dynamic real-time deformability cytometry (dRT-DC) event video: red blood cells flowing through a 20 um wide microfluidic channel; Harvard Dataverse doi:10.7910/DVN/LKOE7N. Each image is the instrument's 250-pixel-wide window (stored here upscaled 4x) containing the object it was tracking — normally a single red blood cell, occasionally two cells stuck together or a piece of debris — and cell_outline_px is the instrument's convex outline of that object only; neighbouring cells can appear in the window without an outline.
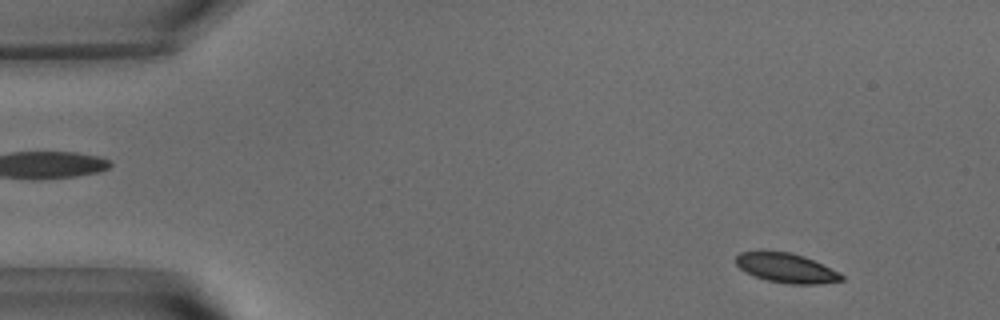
{"species": "common noctule bat (a hibernating species)", "species_latin": "Nyctalus noctula", "temperature_condition": "warm", "stored_images_in_passage": 50, "camera_frame_rate_fps": 3000, "um_per_image_px": 0.085, "animal": {"sex": "male", "body_mass_g": 15.6}, "frame": {"image": 1, "passage_image": 3, "time_ms": 0.667, "image_size_px": [1000, 320], "cell_outline_px": [[840, 280], [776, 280], [760, 276], [744, 268], [736, 260], [740, 256], [752, 252], [780, 252], [796, 256], [808, 260], [840, 276]], "centroid_in_image_um": [66.68, 22.7], "position_along_channel_um": 18.3, "area_um2": 14.16}}
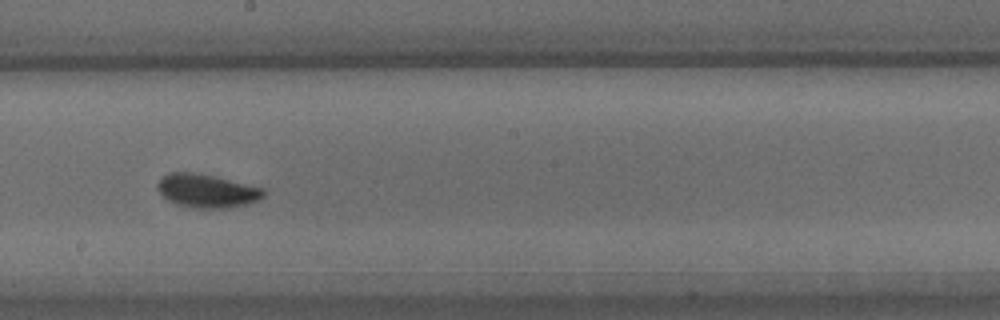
{"frame": {"image": 2, "passage_image": 27, "time_ms": 8.667, "image_size_px": [1000, 320], "cell_outline_px": [[260, 192], [256, 196], [244, 200], [188, 200], [176, 196], [168, 192], [164, 188], [164, 180], [204, 180], [244, 188]], "centroid_in_image_um": [17.61, 16.2], "position_along_channel_um": 230.6, "area_um2": 10.4}}
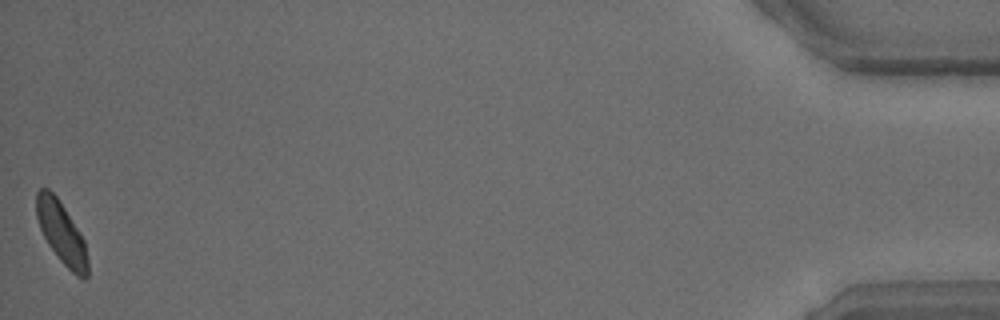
{"frame": {"image": 3, "passage_image": 50, "time_ms": 16.333, "image_size_px": [1000, 320], "cell_outline_px": [[84, 276], [76, 272], [56, 252], [48, 240], [40, 224], [36, 204], [40, 192], [48, 192], [60, 204], [80, 236], [84, 244]], "centroid_in_image_um": [5.17, 19.71], "position_along_channel_um": 430.0, "area_um2": 14.8}}